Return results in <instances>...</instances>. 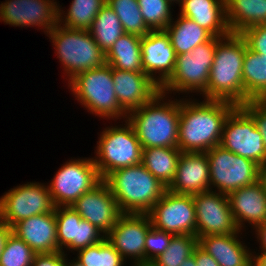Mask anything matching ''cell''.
I'll return each instance as SVG.
<instances>
[{
    "mask_svg": "<svg viewBox=\"0 0 266 266\" xmlns=\"http://www.w3.org/2000/svg\"><path fill=\"white\" fill-rule=\"evenodd\" d=\"M70 207L82 219L89 221L106 236L122 214L109 186L102 179L91 190L85 192Z\"/></svg>",
    "mask_w": 266,
    "mask_h": 266,
    "instance_id": "obj_17",
    "label": "cell"
},
{
    "mask_svg": "<svg viewBox=\"0 0 266 266\" xmlns=\"http://www.w3.org/2000/svg\"><path fill=\"white\" fill-rule=\"evenodd\" d=\"M103 180L121 213L147 214L167 189L142 163L113 171Z\"/></svg>",
    "mask_w": 266,
    "mask_h": 266,
    "instance_id": "obj_4",
    "label": "cell"
},
{
    "mask_svg": "<svg viewBox=\"0 0 266 266\" xmlns=\"http://www.w3.org/2000/svg\"><path fill=\"white\" fill-rule=\"evenodd\" d=\"M88 31L105 53L125 33L118 16L108 4L98 12Z\"/></svg>",
    "mask_w": 266,
    "mask_h": 266,
    "instance_id": "obj_31",
    "label": "cell"
},
{
    "mask_svg": "<svg viewBox=\"0 0 266 266\" xmlns=\"http://www.w3.org/2000/svg\"><path fill=\"white\" fill-rule=\"evenodd\" d=\"M176 19L165 28L176 55L188 53L197 45L206 43L214 37L188 17L179 14Z\"/></svg>",
    "mask_w": 266,
    "mask_h": 266,
    "instance_id": "obj_27",
    "label": "cell"
},
{
    "mask_svg": "<svg viewBox=\"0 0 266 266\" xmlns=\"http://www.w3.org/2000/svg\"><path fill=\"white\" fill-rule=\"evenodd\" d=\"M180 266H196L195 257L191 255L187 259H185Z\"/></svg>",
    "mask_w": 266,
    "mask_h": 266,
    "instance_id": "obj_47",
    "label": "cell"
},
{
    "mask_svg": "<svg viewBox=\"0 0 266 266\" xmlns=\"http://www.w3.org/2000/svg\"><path fill=\"white\" fill-rule=\"evenodd\" d=\"M153 227L173 235H195L196 215L193 195L166 189L147 213Z\"/></svg>",
    "mask_w": 266,
    "mask_h": 266,
    "instance_id": "obj_13",
    "label": "cell"
},
{
    "mask_svg": "<svg viewBox=\"0 0 266 266\" xmlns=\"http://www.w3.org/2000/svg\"><path fill=\"white\" fill-rule=\"evenodd\" d=\"M168 1H169L172 5H173L174 3H177V2H178L177 4L180 5L182 0H168Z\"/></svg>",
    "mask_w": 266,
    "mask_h": 266,
    "instance_id": "obj_49",
    "label": "cell"
},
{
    "mask_svg": "<svg viewBox=\"0 0 266 266\" xmlns=\"http://www.w3.org/2000/svg\"><path fill=\"white\" fill-rule=\"evenodd\" d=\"M256 238L260 243L261 250H266V222L255 227Z\"/></svg>",
    "mask_w": 266,
    "mask_h": 266,
    "instance_id": "obj_43",
    "label": "cell"
},
{
    "mask_svg": "<svg viewBox=\"0 0 266 266\" xmlns=\"http://www.w3.org/2000/svg\"><path fill=\"white\" fill-rule=\"evenodd\" d=\"M248 266H255L253 261Z\"/></svg>",
    "mask_w": 266,
    "mask_h": 266,
    "instance_id": "obj_50",
    "label": "cell"
},
{
    "mask_svg": "<svg viewBox=\"0 0 266 266\" xmlns=\"http://www.w3.org/2000/svg\"><path fill=\"white\" fill-rule=\"evenodd\" d=\"M174 235L153 226L150 227L145 239V266L149 264L169 246Z\"/></svg>",
    "mask_w": 266,
    "mask_h": 266,
    "instance_id": "obj_38",
    "label": "cell"
},
{
    "mask_svg": "<svg viewBox=\"0 0 266 266\" xmlns=\"http://www.w3.org/2000/svg\"><path fill=\"white\" fill-rule=\"evenodd\" d=\"M146 26L151 30H165L174 18L168 0H137Z\"/></svg>",
    "mask_w": 266,
    "mask_h": 266,
    "instance_id": "obj_36",
    "label": "cell"
},
{
    "mask_svg": "<svg viewBox=\"0 0 266 266\" xmlns=\"http://www.w3.org/2000/svg\"><path fill=\"white\" fill-rule=\"evenodd\" d=\"M58 251L63 249L78 251L95 245L105 239V235L89 221L82 219L70 206L55 207Z\"/></svg>",
    "mask_w": 266,
    "mask_h": 266,
    "instance_id": "obj_18",
    "label": "cell"
},
{
    "mask_svg": "<svg viewBox=\"0 0 266 266\" xmlns=\"http://www.w3.org/2000/svg\"><path fill=\"white\" fill-rule=\"evenodd\" d=\"M241 107L253 118L266 148V100H250Z\"/></svg>",
    "mask_w": 266,
    "mask_h": 266,
    "instance_id": "obj_40",
    "label": "cell"
},
{
    "mask_svg": "<svg viewBox=\"0 0 266 266\" xmlns=\"http://www.w3.org/2000/svg\"><path fill=\"white\" fill-rule=\"evenodd\" d=\"M112 78L117 101L127 114L150 102L160 92L159 85L144 72L112 68Z\"/></svg>",
    "mask_w": 266,
    "mask_h": 266,
    "instance_id": "obj_20",
    "label": "cell"
},
{
    "mask_svg": "<svg viewBox=\"0 0 266 266\" xmlns=\"http://www.w3.org/2000/svg\"><path fill=\"white\" fill-rule=\"evenodd\" d=\"M72 94L88 112L103 119H126L114 91L112 67L103 66L83 71L68 82Z\"/></svg>",
    "mask_w": 266,
    "mask_h": 266,
    "instance_id": "obj_5",
    "label": "cell"
},
{
    "mask_svg": "<svg viewBox=\"0 0 266 266\" xmlns=\"http://www.w3.org/2000/svg\"><path fill=\"white\" fill-rule=\"evenodd\" d=\"M196 266H220L217 261L199 245L193 250Z\"/></svg>",
    "mask_w": 266,
    "mask_h": 266,
    "instance_id": "obj_42",
    "label": "cell"
},
{
    "mask_svg": "<svg viewBox=\"0 0 266 266\" xmlns=\"http://www.w3.org/2000/svg\"><path fill=\"white\" fill-rule=\"evenodd\" d=\"M181 99L178 149L206 153L220 144L226 117L236 107L224 100Z\"/></svg>",
    "mask_w": 266,
    "mask_h": 266,
    "instance_id": "obj_1",
    "label": "cell"
},
{
    "mask_svg": "<svg viewBox=\"0 0 266 266\" xmlns=\"http://www.w3.org/2000/svg\"><path fill=\"white\" fill-rule=\"evenodd\" d=\"M198 245L195 235H174L167 249L157 256L149 266H180V264L193 254Z\"/></svg>",
    "mask_w": 266,
    "mask_h": 266,
    "instance_id": "obj_35",
    "label": "cell"
},
{
    "mask_svg": "<svg viewBox=\"0 0 266 266\" xmlns=\"http://www.w3.org/2000/svg\"><path fill=\"white\" fill-rule=\"evenodd\" d=\"M260 252V255L255 252L252 261L255 266H266V250H260Z\"/></svg>",
    "mask_w": 266,
    "mask_h": 266,
    "instance_id": "obj_46",
    "label": "cell"
},
{
    "mask_svg": "<svg viewBox=\"0 0 266 266\" xmlns=\"http://www.w3.org/2000/svg\"><path fill=\"white\" fill-rule=\"evenodd\" d=\"M54 45L68 82L77 74L106 63L105 52L94 41L88 30L70 29L57 25L47 33Z\"/></svg>",
    "mask_w": 266,
    "mask_h": 266,
    "instance_id": "obj_6",
    "label": "cell"
},
{
    "mask_svg": "<svg viewBox=\"0 0 266 266\" xmlns=\"http://www.w3.org/2000/svg\"><path fill=\"white\" fill-rule=\"evenodd\" d=\"M118 16L125 33L145 36L151 31L145 24L137 0H107Z\"/></svg>",
    "mask_w": 266,
    "mask_h": 266,
    "instance_id": "obj_33",
    "label": "cell"
},
{
    "mask_svg": "<svg viewBox=\"0 0 266 266\" xmlns=\"http://www.w3.org/2000/svg\"><path fill=\"white\" fill-rule=\"evenodd\" d=\"M240 35L245 39L250 50L266 56V24L249 27Z\"/></svg>",
    "mask_w": 266,
    "mask_h": 266,
    "instance_id": "obj_39",
    "label": "cell"
},
{
    "mask_svg": "<svg viewBox=\"0 0 266 266\" xmlns=\"http://www.w3.org/2000/svg\"><path fill=\"white\" fill-rule=\"evenodd\" d=\"M55 0H7L0 4V21L11 26L43 28L45 34L58 23Z\"/></svg>",
    "mask_w": 266,
    "mask_h": 266,
    "instance_id": "obj_16",
    "label": "cell"
},
{
    "mask_svg": "<svg viewBox=\"0 0 266 266\" xmlns=\"http://www.w3.org/2000/svg\"><path fill=\"white\" fill-rule=\"evenodd\" d=\"M226 22L231 33L266 24V0H225Z\"/></svg>",
    "mask_w": 266,
    "mask_h": 266,
    "instance_id": "obj_26",
    "label": "cell"
},
{
    "mask_svg": "<svg viewBox=\"0 0 266 266\" xmlns=\"http://www.w3.org/2000/svg\"><path fill=\"white\" fill-rule=\"evenodd\" d=\"M247 44L240 34L230 33L216 44L207 89L206 100H224L241 106L246 103L243 88V60Z\"/></svg>",
    "mask_w": 266,
    "mask_h": 266,
    "instance_id": "obj_2",
    "label": "cell"
},
{
    "mask_svg": "<svg viewBox=\"0 0 266 266\" xmlns=\"http://www.w3.org/2000/svg\"><path fill=\"white\" fill-rule=\"evenodd\" d=\"M258 182L266 192V162L259 165Z\"/></svg>",
    "mask_w": 266,
    "mask_h": 266,
    "instance_id": "obj_45",
    "label": "cell"
},
{
    "mask_svg": "<svg viewBox=\"0 0 266 266\" xmlns=\"http://www.w3.org/2000/svg\"><path fill=\"white\" fill-rule=\"evenodd\" d=\"M68 258H66V266H83L77 259L71 260V262L67 261Z\"/></svg>",
    "mask_w": 266,
    "mask_h": 266,
    "instance_id": "obj_48",
    "label": "cell"
},
{
    "mask_svg": "<svg viewBox=\"0 0 266 266\" xmlns=\"http://www.w3.org/2000/svg\"><path fill=\"white\" fill-rule=\"evenodd\" d=\"M141 53L143 72L161 87L173 74L176 64V53L166 31H149L141 37Z\"/></svg>",
    "mask_w": 266,
    "mask_h": 266,
    "instance_id": "obj_19",
    "label": "cell"
},
{
    "mask_svg": "<svg viewBox=\"0 0 266 266\" xmlns=\"http://www.w3.org/2000/svg\"><path fill=\"white\" fill-rule=\"evenodd\" d=\"M101 180L93 158L71 159L55 173L48 189L55 207L71 206Z\"/></svg>",
    "mask_w": 266,
    "mask_h": 266,
    "instance_id": "obj_11",
    "label": "cell"
},
{
    "mask_svg": "<svg viewBox=\"0 0 266 266\" xmlns=\"http://www.w3.org/2000/svg\"><path fill=\"white\" fill-rule=\"evenodd\" d=\"M180 154L178 148H144L142 164L164 187L168 188L174 180Z\"/></svg>",
    "mask_w": 266,
    "mask_h": 266,
    "instance_id": "obj_29",
    "label": "cell"
},
{
    "mask_svg": "<svg viewBox=\"0 0 266 266\" xmlns=\"http://www.w3.org/2000/svg\"><path fill=\"white\" fill-rule=\"evenodd\" d=\"M65 252L36 253L31 266H66Z\"/></svg>",
    "mask_w": 266,
    "mask_h": 266,
    "instance_id": "obj_41",
    "label": "cell"
},
{
    "mask_svg": "<svg viewBox=\"0 0 266 266\" xmlns=\"http://www.w3.org/2000/svg\"><path fill=\"white\" fill-rule=\"evenodd\" d=\"M209 163L210 190L229 194L258 181L259 165L218 145L206 152Z\"/></svg>",
    "mask_w": 266,
    "mask_h": 266,
    "instance_id": "obj_9",
    "label": "cell"
},
{
    "mask_svg": "<svg viewBox=\"0 0 266 266\" xmlns=\"http://www.w3.org/2000/svg\"><path fill=\"white\" fill-rule=\"evenodd\" d=\"M242 77L246 103L250 100H266V56L247 47Z\"/></svg>",
    "mask_w": 266,
    "mask_h": 266,
    "instance_id": "obj_30",
    "label": "cell"
},
{
    "mask_svg": "<svg viewBox=\"0 0 266 266\" xmlns=\"http://www.w3.org/2000/svg\"><path fill=\"white\" fill-rule=\"evenodd\" d=\"M227 196L239 230L244 229L245 222L253 229L266 222V192L258 181L234 190Z\"/></svg>",
    "mask_w": 266,
    "mask_h": 266,
    "instance_id": "obj_22",
    "label": "cell"
},
{
    "mask_svg": "<svg viewBox=\"0 0 266 266\" xmlns=\"http://www.w3.org/2000/svg\"><path fill=\"white\" fill-rule=\"evenodd\" d=\"M240 232L201 236L198 245L220 266H248L252 262L253 252L238 239Z\"/></svg>",
    "mask_w": 266,
    "mask_h": 266,
    "instance_id": "obj_24",
    "label": "cell"
},
{
    "mask_svg": "<svg viewBox=\"0 0 266 266\" xmlns=\"http://www.w3.org/2000/svg\"><path fill=\"white\" fill-rule=\"evenodd\" d=\"M12 232V228L0 219V256L4 249L5 242Z\"/></svg>",
    "mask_w": 266,
    "mask_h": 266,
    "instance_id": "obj_44",
    "label": "cell"
},
{
    "mask_svg": "<svg viewBox=\"0 0 266 266\" xmlns=\"http://www.w3.org/2000/svg\"><path fill=\"white\" fill-rule=\"evenodd\" d=\"M105 58L114 69L143 72L141 37L124 33L105 53Z\"/></svg>",
    "mask_w": 266,
    "mask_h": 266,
    "instance_id": "obj_28",
    "label": "cell"
},
{
    "mask_svg": "<svg viewBox=\"0 0 266 266\" xmlns=\"http://www.w3.org/2000/svg\"><path fill=\"white\" fill-rule=\"evenodd\" d=\"M12 233L35 253L58 251L55 211L31 216L16 223L12 227Z\"/></svg>",
    "mask_w": 266,
    "mask_h": 266,
    "instance_id": "obj_23",
    "label": "cell"
},
{
    "mask_svg": "<svg viewBox=\"0 0 266 266\" xmlns=\"http://www.w3.org/2000/svg\"><path fill=\"white\" fill-rule=\"evenodd\" d=\"M106 2L107 0H72L66 13L58 5V24L70 29L88 30Z\"/></svg>",
    "mask_w": 266,
    "mask_h": 266,
    "instance_id": "obj_32",
    "label": "cell"
},
{
    "mask_svg": "<svg viewBox=\"0 0 266 266\" xmlns=\"http://www.w3.org/2000/svg\"><path fill=\"white\" fill-rule=\"evenodd\" d=\"M179 7L180 15L192 19L214 37L231 33L226 22L225 0H182Z\"/></svg>",
    "mask_w": 266,
    "mask_h": 266,
    "instance_id": "obj_25",
    "label": "cell"
},
{
    "mask_svg": "<svg viewBox=\"0 0 266 266\" xmlns=\"http://www.w3.org/2000/svg\"><path fill=\"white\" fill-rule=\"evenodd\" d=\"M76 259L83 266H124L126 263V259L106 238L95 245L78 250Z\"/></svg>",
    "mask_w": 266,
    "mask_h": 266,
    "instance_id": "obj_34",
    "label": "cell"
},
{
    "mask_svg": "<svg viewBox=\"0 0 266 266\" xmlns=\"http://www.w3.org/2000/svg\"><path fill=\"white\" fill-rule=\"evenodd\" d=\"M48 185L27 182L11 188L0 198V219L11 228L31 216L53 212Z\"/></svg>",
    "mask_w": 266,
    "mask_h": 266,
    "instance_id": "obj_12",
    "label": "cell"
},
{
    "mask_svg": "<svg viewBox=\"0 0 266 266\" xmlns=\"http://www.w3.org/2000/svg\"><path fill=\"white\" fill-rule=\"evenodd\" d=\"M165 98V94L159 92L150 102L127 115L142 149L178 148L181 99L167 102Z\"/></svg>",
    "mask_w": 266,
    "mask_h": 266,
    "instance_id": "obj_3",
    "label": "cell"
},
{
    "mask_svg": "<svg viewBox=\"0 0 266 266\" xmlns=\"http://www.w3.org/2000/svg\"><path fill=\"white\" fill-rule=\"evenodd\" d=\"M124 121L125 126L106 127L99 135L93 161L101 179L118 169L142 163V146L132 125L127 119Z\"/></svg>",
    "mask_w": 266,
    "mask_h": 266,
    "instance_id": "obj_7",
    "label": "cell"
},
{
    "mask_svg": "<svg viewBox=\"0 0 266 266\" xmlns=\"http://www.w3.org/2000/svg\"><path fill=\"white\" fill-rule=\"evenodd\" d=\"M222 37H213L206 43L197 45L188 53L176 55L173 74L160 87V92L167 95L176 93L199 92L202 94L208 85L210 69L213 64L217 42Z\"/></svg>",
    "mask_w": 266,
    "mask_h": 266,
    "instance_id": "obj_8",
    "label": "cell"
},
{
    "mask_svg": "<svg viewBox=\"0 0 266 266\" xmlns=\"http://www.w3.org/2000/svg\"><path fill=\"white\" fill-rule=\"evenodd\" d=\"M196 236L232 234L239 231L227 194L209 190L193 195Z\"/></svg>",
    "mask_w": 266,
    "mask_h": 266,
    "instance_id": "obj_14",
    "label": "cell"
},
{
    "mask_svg": "<svg viewBox=\"0 0 266 266\" xmlns=\"http://www.w3.org/2000/svg\"><path fill=\"white\" fill-rule=\"evenodd\" d=\"M220 146L258 165L266 162V148L253 118L236 106L226 117Z\"/></svg>",
    "mask_w": 266,
    "mask_h": 266,
    "instance_id": "obj_10",
    "label": "cell"
},
{
    "mask_svg": "<svg viewBox=\"0 0 266 266\" xmlns=\"http://www.w3.org/2000/svg\"><path fill=\"white\" fill-rule=\"evenodd\" d=\"M167 190L189 195L209 191L210 174L206 153L181 152L174 180Z\"/></svg>",
    "mask_w": 266,
    "mask_h": 266,
    "instance_id": "obj_21",
    "label": "cell"
},
{
    "mask_svg": "<svg viewBox=\"0 0 266 266\" xmlns=\"http://www.w3.org/2000/svg\"><path fill=\"white\" fill-rule=\"evenodd\" d=\"M36 253L12 232L0 256V266H31Z\"/></svg>",
    "mask_w": 266,
    "mask_h": 266,
    "instance_id": "obj_37",
    "label": "cell"
},
{
    "mask_svg": "<svg viewBox=\"0 0 266 266\" xmlns=\"http://www.w3.org/2000/svg\"><path fill=\"white\" fill-rule=\"evenodd\" d=\"M151 226L148 214L122 213L105 238L124 259H133V266H145V239Z\"/></svg>",
    "mask_w": 266,
    "mask_h": 266,
    "instance_id": "obj_15",
    "label": "cell"
}]
</instances>
